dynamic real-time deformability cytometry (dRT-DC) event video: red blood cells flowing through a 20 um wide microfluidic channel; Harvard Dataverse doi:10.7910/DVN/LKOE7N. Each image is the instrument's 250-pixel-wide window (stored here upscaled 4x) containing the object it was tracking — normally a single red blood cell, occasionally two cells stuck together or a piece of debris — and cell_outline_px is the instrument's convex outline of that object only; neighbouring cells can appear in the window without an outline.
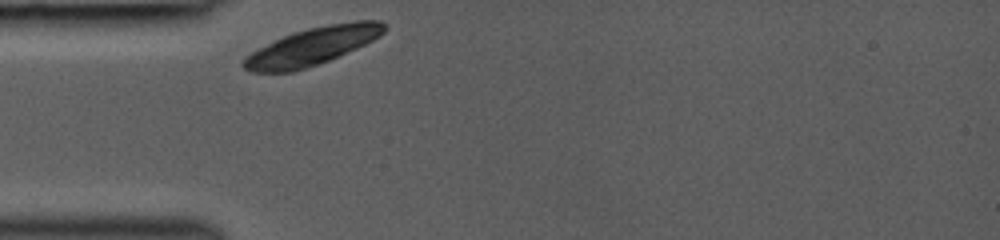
{"species": "common noctule bat (a hibernating species)", "species_latin": "Nyctalus noctula", "temperature_condition": "room temperature", "stored_images_in_passage": 1, "camera_frame_rate_fps": 3000, "um_per_image_px": 0.085, "animal": {"sex": "female", "body_mass_g": 19.0, "forearm_length_mm": 53.3}, "frame": {"image": 1, "passage_image": 1, "time_ms": 0.0, "image_size_px": [1000, 240], "cell_outline_px": [[388, 28], [380, 36], [356, 48], [328, 60], [292, 72], [252, 72], [244, 68], [240, 64], [244, 56], [292, 32], [308, 28], [328, 24], [356, 20], [380, 20], [388, 24]], "centroid_in_image_um": [26.57, 3.91], "position_along_channel_um": 58.4, "area_um2": 30.58}}